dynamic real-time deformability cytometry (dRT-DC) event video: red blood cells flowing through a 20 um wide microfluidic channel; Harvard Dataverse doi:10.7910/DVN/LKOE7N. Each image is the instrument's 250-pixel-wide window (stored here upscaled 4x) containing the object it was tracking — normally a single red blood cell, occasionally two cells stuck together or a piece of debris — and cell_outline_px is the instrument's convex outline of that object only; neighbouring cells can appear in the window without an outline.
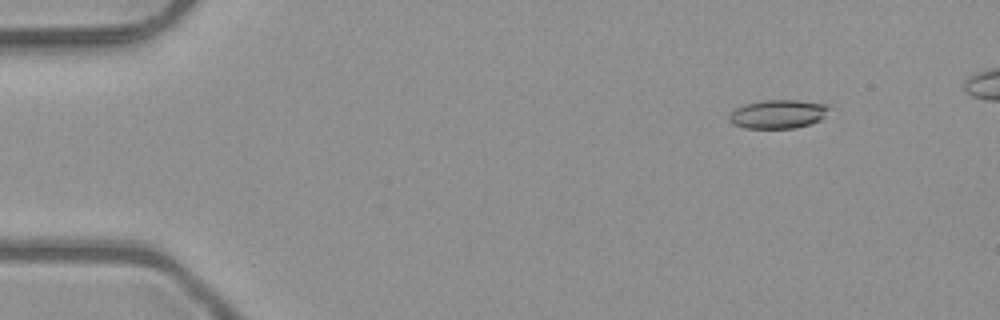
{"species": "common noctule bat (a hibernating species)", "species_latin": "Nyctalus noctula", "temperature_condition": "room temperature", "stored_images_in_passage": 6, "camera_frame_rate_fps": 3000, "um_per_image_px": 0.085, "animal": {"sex": "male", "body_mass_g": 23.1, "forearm_length_mm": 52.7}, "frame": {"image": 1, "passage_image": 2, "time_ms": 0.333, "image_size_px": [1000, 320], "cell_outline_px": [[828, 108], [824, 116], [820, 120], [796, 128], [744, 128], [732, 124], [728, 120], [728, 116], [736, 108], [744, 104], [764, 100], [796, 100], [828, 104]], "centroid_in_image_um": [66.09, 9.7], "position_along_channel_um": 18.9, "area_um2": 16.65}}